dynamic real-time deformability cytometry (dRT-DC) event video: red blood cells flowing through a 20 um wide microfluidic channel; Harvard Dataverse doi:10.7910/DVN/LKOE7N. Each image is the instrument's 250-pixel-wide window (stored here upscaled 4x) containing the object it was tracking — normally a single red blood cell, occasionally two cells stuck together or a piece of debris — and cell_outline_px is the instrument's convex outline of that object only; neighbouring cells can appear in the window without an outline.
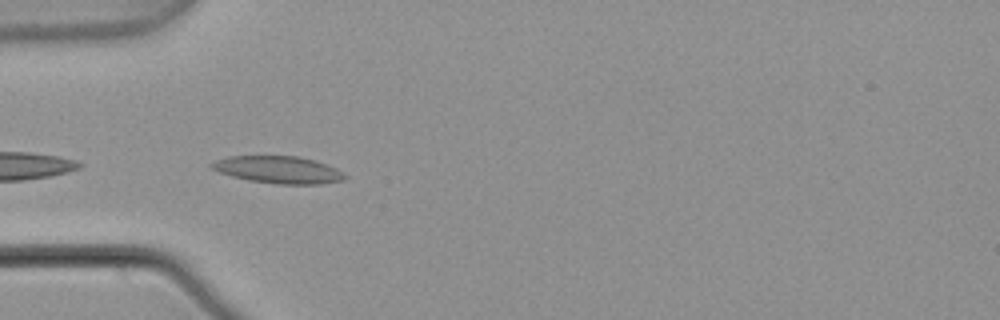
{"species": "common noctule bat (a hibernating species)", "species_latin": "Nyctalus noctula", "temperature_condition": "warm", "stored_images_in_passage": 8, "camera_frame_rate_fps": 3000, "um_per_image_px": 0.085, "animal": {"sex": "male", "body_mass_g": 21.5, "forearm_length_mm": 52.0}, "frame": {"image": 1, "passage_image": 5, "time_ms": 1.333, "image_size_px": [1000, 320], "cell_outline_px": [[348, 176], [344, 180], [320, 184], [276, 184], [248, 180], [232, 176], [208, 168], [208, 164], [216, 160], [228, 156], [296, 156], [316, 160], [336, 168], [344, 172]], "centroid_in_image_um": [23.66, 14.43], "position_along_channel_um": 61.3, "area_um2": 21.33}}
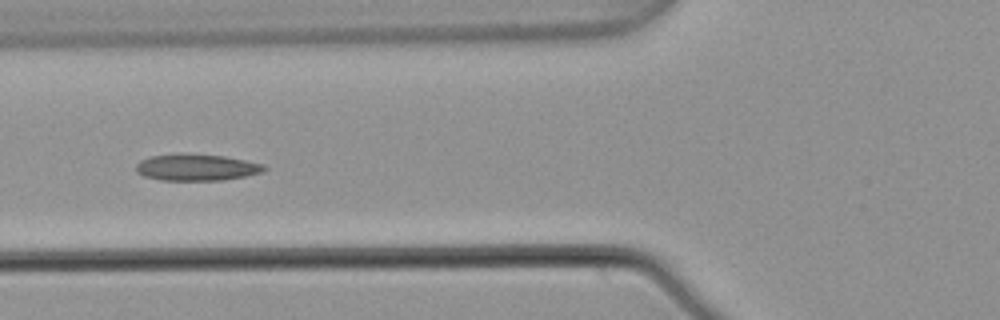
{"frame": {"image": 2, "passage_image": 6, "time_ms": 1.667, "image_size_px": [1000, 320], "cell_outline_px": [[268, 168], [260, 172], [244, 176], [220, 180], [160, 180], [144, 176], [136, 172], [136, 164], [140, 160], [152, 156], [184, 152], [224, 156], [264, 164]], "centroid_in_image_um": [16.66, 14.21], "position_along_channel_um": 109.1, "area_um2": 19.94}}
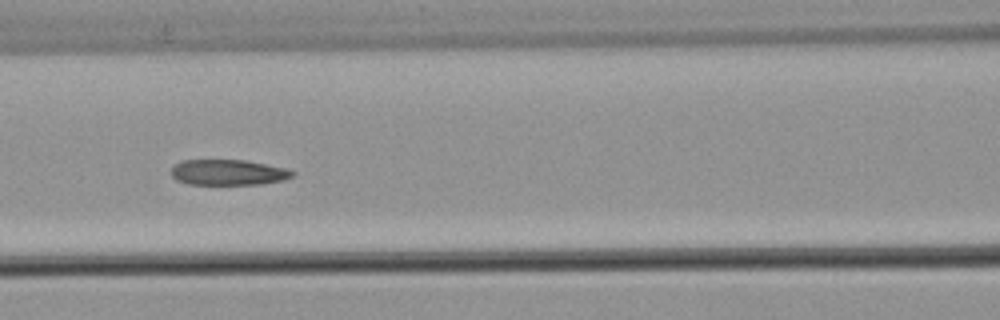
{"frame": {"image": 3, "passage_image": 7, "time_ms": 2.0, "image_size_px": [1000, 320], "cell_outline_px": [[296, 172], [292, 176], [284, 180], [260, 184], [188, 184], [176, 180], [172, 176], [172, 168], [180, 160], [248, 160], [284, 168]], "centroid_in_image_um": [19.39, 14.65], "position_along_channel_um": 147.2, "area_um2": 18.03}}